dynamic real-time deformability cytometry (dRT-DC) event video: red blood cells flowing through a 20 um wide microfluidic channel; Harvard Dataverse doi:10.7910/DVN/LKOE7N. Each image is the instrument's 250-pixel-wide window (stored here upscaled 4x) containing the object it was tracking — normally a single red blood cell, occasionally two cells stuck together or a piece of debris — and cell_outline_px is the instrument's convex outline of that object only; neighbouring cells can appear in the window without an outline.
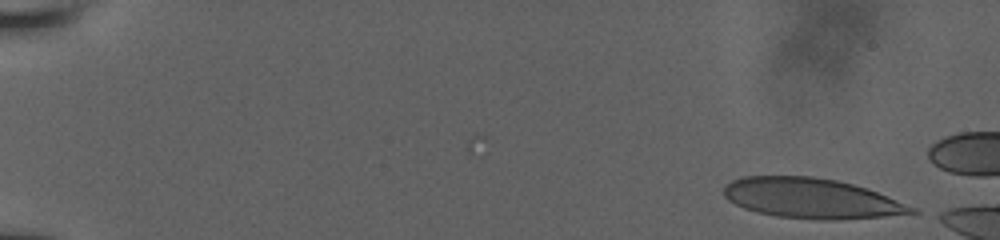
{"species": "human", "species_latin": "Homo sapiens", "temperature_condition": "room temperature", "stored_images_in_passage": 52, "camera_frame_rate_fps": 3000, "um_per_image_px": 0.085, "donor": {"sex": "male"}, "frame": {"image": 1, "passage_image": 1, "time_ms": 0.0, "image_size_px": [1000, 240], "cell_outline_px": [[920, 212], [884, 216], [836, 220], [820, 220], [776, 216], [744, 208], [728, 200], [724, 196], [724, 184], [732, 180], [744, 176], [812, 176], [836, 180], [852, 184], [876, 192], [916, 208]], "centroid_in_image_um": [68.93, 16.85], "position_along_channel_um": 16.1, "area_um2": 43.52}}
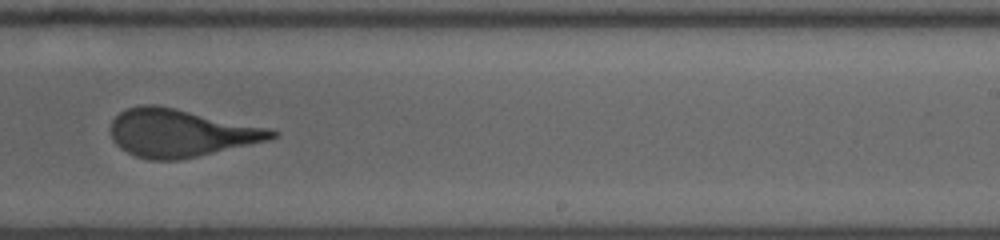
{"frame": {"image": 2, "passage_image": 31, "time_ms": 11.0, "image_size_px": [1000, 240], "cell_outline_px": [[280, 132], [276, 136], [268, 140], [180, 160], [148, 160], [136, 156], [120, 148], [112, 140], [112, 120], [120, 112], [128, 108], [140, 104], [156, 104], [272, 128]], "centroid_in_image_um": [15.36, 11.29], "position_along_channel_um": 273.6, "area_um2": 44.8}}
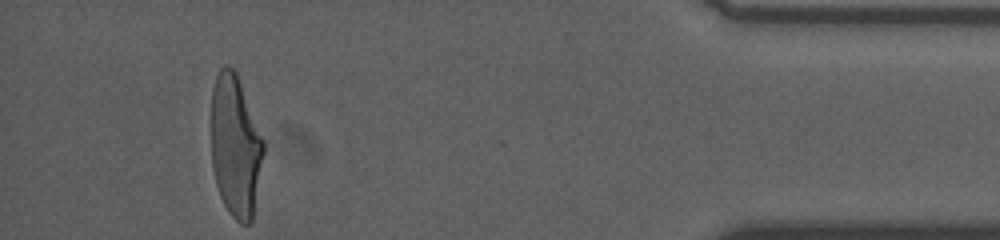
{"frame": {"image": 3, "passage_image": 51, "time_ms": 16.0, "image_size_px": [1000, 240], "cell_outline_px": [[264, 152], [252, 220], [248, 224], [240, 224], [232, 216], [224, 204], [220, 196], [216, 184], [212, 168], [212, 88], [216, 76], [220, 68], [224, 64], [228, 64], [236, 72], [264, 140]], "centroid_in_image_um": [20.01, 12.41], "position_along_channel_um": 415.2, "area_um2": 43.12}, "authors_computed_cell_mechanics": {"area_um2": 44.795, "velocity_mm_per_s": 3.8723, "shape_relaxation_time_tau1_ms": 4.3103, "shape_relaxation_time_tau2_ms": 0.7435, "deformation_change_tau1": 0.2124, "deformation_change_tau2": 0.097}}